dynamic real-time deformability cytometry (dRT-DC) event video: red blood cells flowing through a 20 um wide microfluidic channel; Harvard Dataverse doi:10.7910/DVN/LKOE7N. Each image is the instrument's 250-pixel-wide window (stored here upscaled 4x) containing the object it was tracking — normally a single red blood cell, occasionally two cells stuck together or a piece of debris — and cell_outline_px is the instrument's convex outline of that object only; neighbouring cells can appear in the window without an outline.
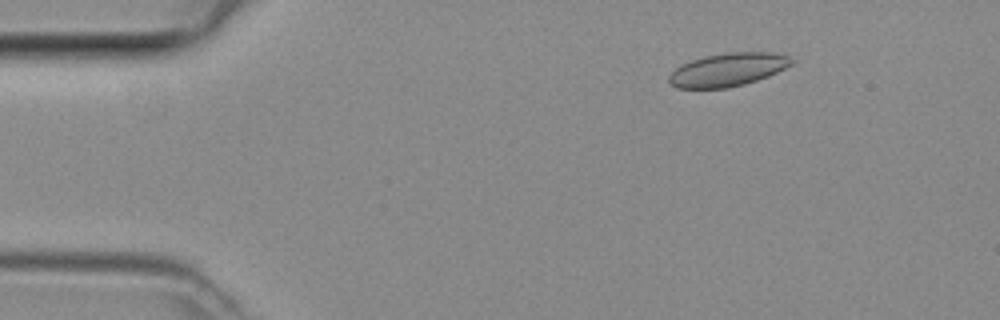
{"species": "common noctule bat (a hibernating species)", "species_latin": "Nyctalus noctula", "temperature_condition": "room temperature", "stored_images_in_passage": 15, "camera_frame_rate_fps": 3000, "um_per_image_px": 0.085, "animal": {"sex": "female", "body_mass_g": 29.2, "forearm_length_mm": 56.3}, "frame": {"image": 1, "passage_image": 7, "time_ms": 2.0, "image_size_px": [1000, 320], "cell_outline_px": [[796, 60], [792, 64], [768, 76], [744, 84], [728, 88], [676, 88], [668, 80], [668, 76], [680, 64], [704, 56], [728, 52], [772, 52], [788, 56]], "centroid_in_image_um": [61.86, 5.91], "position_along_channel_um": 23.1, "area_um2": 23.7}}
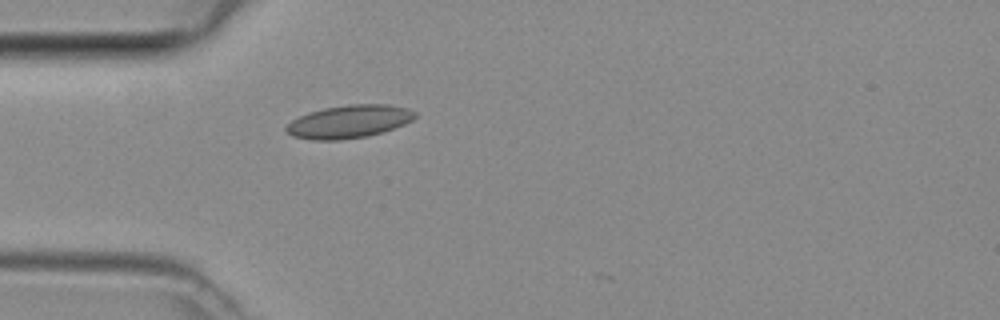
{"frame": {"image": 2, "passage_image": 14, "time_ms": 4.333, "image_size_px": [1000, 320], "cell_outline_px": [[416, 116], [412, 120], [404, 124], [368, 136], [340, 140], [312, 140], [292, 136], [284, 128], [292, 120], [308, 112], [324, 108], [348, 104], [388, 104], [408, 108], [416, 112]], "centroid_in_image_um": [29.66, 10.33], "position_along_channel_um": 55.3, "area_um2": 24.68}}